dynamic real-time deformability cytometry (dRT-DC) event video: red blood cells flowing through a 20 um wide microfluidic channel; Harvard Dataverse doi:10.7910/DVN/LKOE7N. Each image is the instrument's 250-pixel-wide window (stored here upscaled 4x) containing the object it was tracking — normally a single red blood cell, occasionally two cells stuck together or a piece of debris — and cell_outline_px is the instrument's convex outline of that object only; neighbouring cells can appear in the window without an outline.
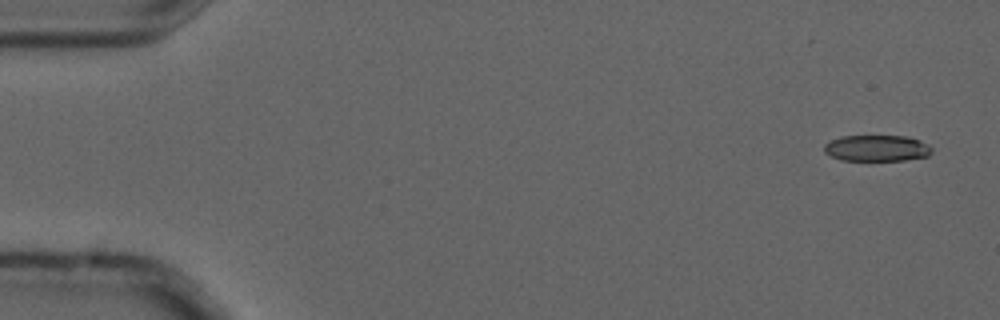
{"species": "common noctule bat (a hibernating species)", "species_latin": "Nyctalus noctula", "temperature_condition": "cold", "stored_images_in_passage": 5, "segment_of_instrument_passage": [1, 2], "camera_frame_rate_fps": 3000, "um_per_image_px": 0.085, "animal": {"sex": "male", "forearm_length_mm": 52.5}, "frame": {"image": 1, "passage_image": 1, "time_ms": 0.0, "image_size_px": [1000, 320], "cell_outline_px": [[932, 152], [928, 156], [904, 160], [840, 160], [824, 152], [824, 144], [840, 136], [908, 136], [920, 140], [928, 144], [932, 148]], "centroid_in_image_um": [74.55, 12.59], "position_along_channel_um": 10.5, "area_um2": 16.47}}
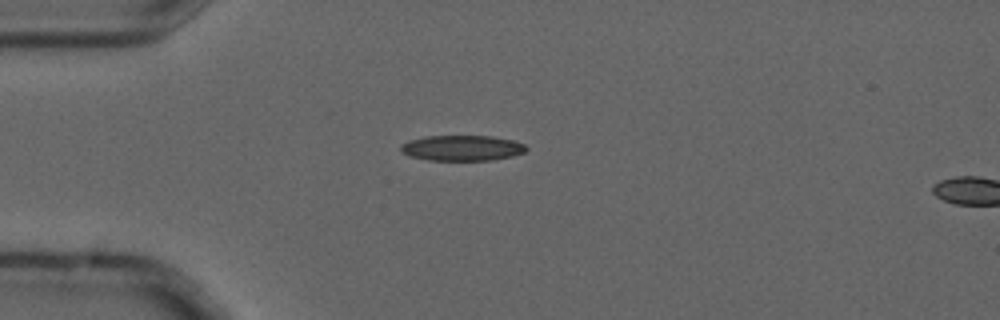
{"frame": {"image": 2, "passage_image": 4, "time_ms": 1.0, "image_size_px": [1000, 320], "cell_outline_px": [[528, 148], [524, 152], [512, 156], [492, 160], [428, 160], [408, 156], [400, 152], [400, 144], [408, 140], [424, 136], [492, 136], [512, 140], [524, 144]], "centroid_in_image_um": [39.22, 12.58], "position_along_channel_um": 45.8, "area_um2": 18.79}}